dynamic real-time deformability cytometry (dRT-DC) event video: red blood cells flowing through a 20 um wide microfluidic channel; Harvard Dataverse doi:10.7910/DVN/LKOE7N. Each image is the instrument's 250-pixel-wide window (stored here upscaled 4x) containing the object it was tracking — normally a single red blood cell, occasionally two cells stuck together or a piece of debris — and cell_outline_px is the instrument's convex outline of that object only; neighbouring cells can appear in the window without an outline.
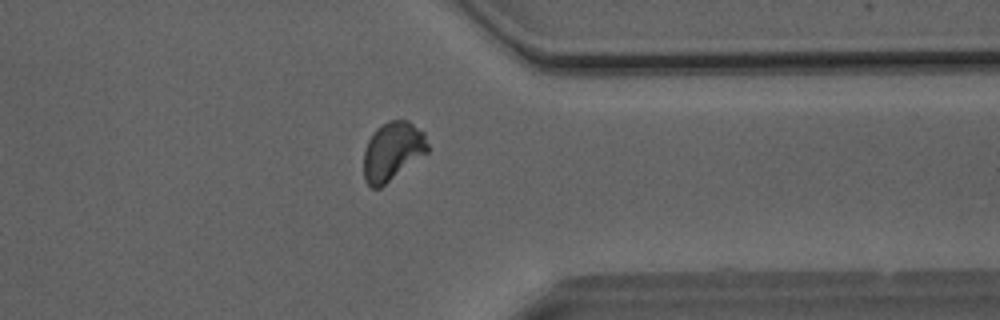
{"species": "Egyptian fruit bat (a non-hibernating species)", "species_latin": "Rousettus aegyptiacus", "temperature_condition": "room temperature", "stored_images_in_passage": 32, "camera_frame_rate_fps": 3000, "um_per_image_px": 0.085, "animal": {"sex": "male"}, "frame": {"image": 1, "passage_image": 28, "time_ms": 9.0, "image_size_px": [1000, 320], "cell_outline_px": [[428, 152], [380, 188], [372, 188], [364, 180], [364, 148], [368, 140], [376, 128], [388, 120], [408, 120], [424, 132], [428, 144]], "centroid_in_image_um": [33.36, 12.84], "position_along_channel_um": 378.0, "area_um2": 21.91}, "authors_computed_cell_mechanics": {"area_um2": 21.964, "velocity_mm_per_s": 4.0201, "shape_relaxation_time_tau1_ms": 3.3, "shape_relaxation_time_tau2_ms": 0.9615, "deformation_change_tau1": 0.1312, "deformation_change_tau2": 0.0358}}